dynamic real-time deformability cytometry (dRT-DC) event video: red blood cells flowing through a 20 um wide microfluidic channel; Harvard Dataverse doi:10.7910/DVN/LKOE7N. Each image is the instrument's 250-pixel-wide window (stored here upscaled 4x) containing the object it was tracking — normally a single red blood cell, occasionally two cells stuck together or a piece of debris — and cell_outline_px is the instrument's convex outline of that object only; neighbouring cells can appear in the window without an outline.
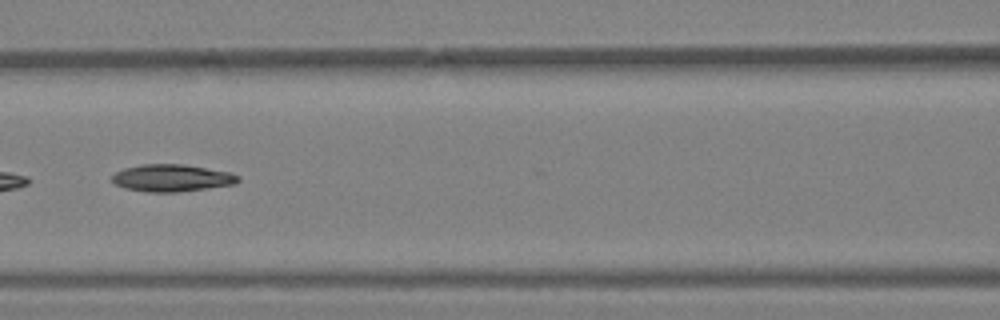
{"species": "Egyptian fruit bat (a non-hibernating species)", "species_latin": "Rousettus aegyptiacus", "temperature_condition": "warm", "stored_images_in_passage": 33, "segment_of_instrument_passage": [2, 2], "camera_frame_rate_fps": 3000, "um_per_image_px": 0.085, "animal": {"sex": "female"}, "frame": {"image": 1, "passage_image": 17, "time_ms": 5.333, "image_size_px": [1000, 320], "cell_outline_px": [[240, 180], [236, 184], [176, 192], [148, 192], [124, 188], [116, 184], [112, 180], [112, 176], [116, 172], [124, 168], [144, 164], [184, 164], [228, 172], [240, 176]], "centroid_in_image_um": [14.61, 15.13], "position_along_channel_um": 152.0, "area_um2": 19.83}}
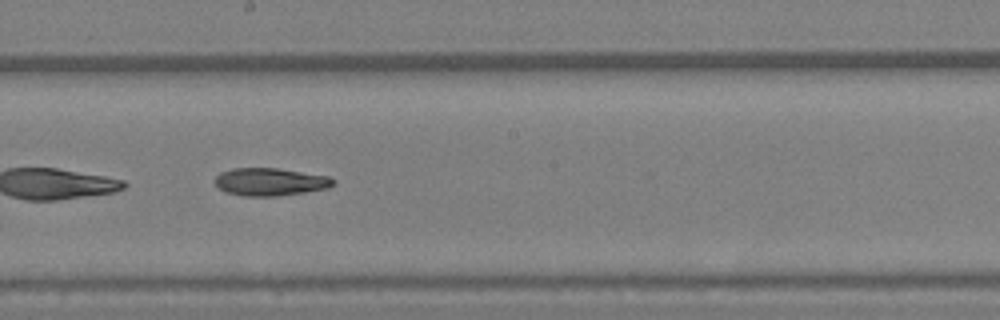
{"frame": {"image": 2, "passage_image": 21, "time_ms": 6.667, "image_size_px": [1000, 320], "cell_outline_px": [[336, 184], [328, 188], [304, 192], [276, 196], [244, 196], [224, 192], [216, 188], [212, 180], [220, 172], [232, 168], [276, 168], [328, 176], [336, 180]], "centroid_in_image_um": [22.9, 15.46], "position_along_channel_um": 225.3, "area_um2": 19.36}}
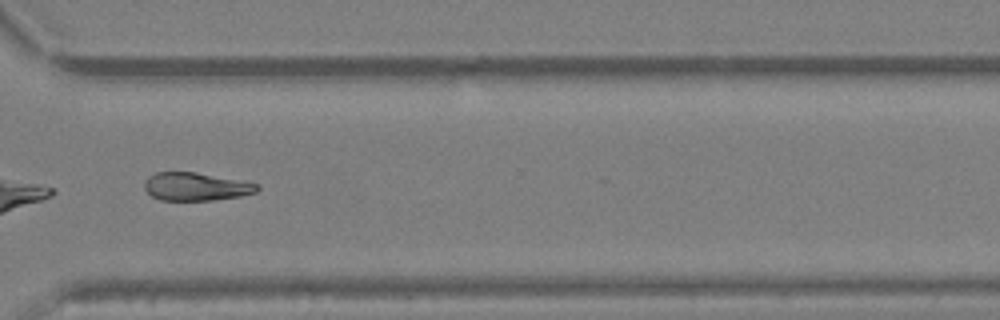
{"frame": {"image": 3, "passage_image": 28, "time_ms": 9.0, "image_size_px": [1000, 320], "cell_outline_px": [[260, 188], [256, 192], [240, 196], [212, 200], [160, 200], [152, 196], [144, 188], [144, 180], [148, 176], [156, 172], [196, 172], [248, 180], [260, 184]], "centroid_in_image_um": [16.71, 15.84], "position_along_channel_um": 353.9, "area_um2": 18.84}}